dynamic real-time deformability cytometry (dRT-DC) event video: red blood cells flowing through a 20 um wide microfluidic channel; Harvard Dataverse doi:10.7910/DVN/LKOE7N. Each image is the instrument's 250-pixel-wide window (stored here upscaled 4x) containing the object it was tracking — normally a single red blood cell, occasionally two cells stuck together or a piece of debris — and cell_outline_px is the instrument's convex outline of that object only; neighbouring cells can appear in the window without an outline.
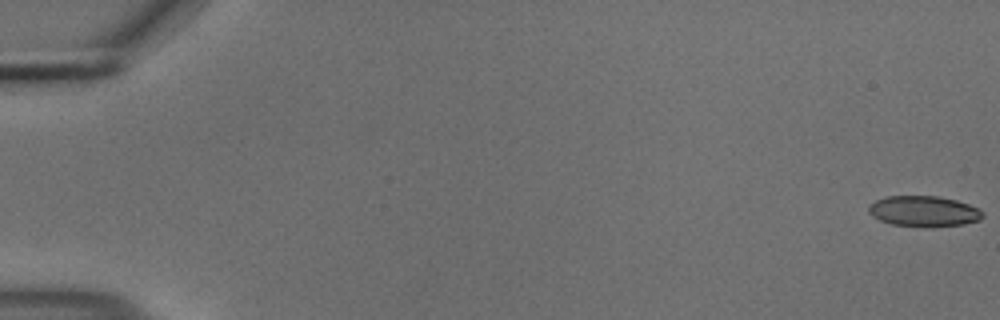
{"species": "common noctule bat (a hibernating species)", "species_latin": "Nyctalus noctula", "temperature_condition": "cold", "stored_images_in_passage": 56, "camera_frame_rate_fps": 3000, "um_per_image_px": 0.085, "animal": {"sex": "male", "body_mass_g": 18.8}, "frame": {"image": 1, "passage_image": 1, "time_ms": 0.0, "image_size_px": [1000, 320], "cell_outline_px": [[984, 216], [980, 220], [964, 224], [928, 228], [924, 228], [892, 224], [880, 220], [872, 216], [868, 212], [868, 204], [876, 200], [888, 196], [940, 196], [956, 200], [980, 208], [984, 212]], "centroid_in_image_um": [78.54, 17.97], "position_along_channel_um": 6.5, "area_um2": 20.81}}
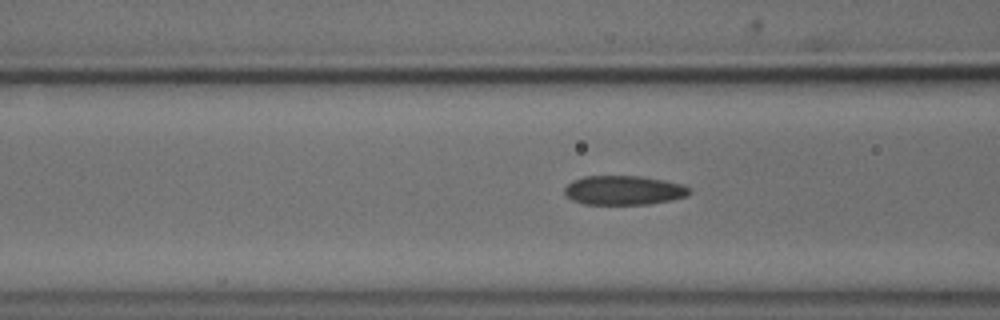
{"frame": {"image": 2, "passage_image": 23, "time_ms": 7.333, "image_size_px": [1000, 320], "cell_outline_px": [[692, 192], [688, 196], [672, 200], [648, 204], [584, 204], [572, 200], [564, 192], [564, 188], [572, 180], [584, 176], [644, 176], [684, 184], [692, 188]], "centroid_in_image_um": [53.08, 16.16], "position_along_channel_um": 113.5, "area_um2": 21.56}}
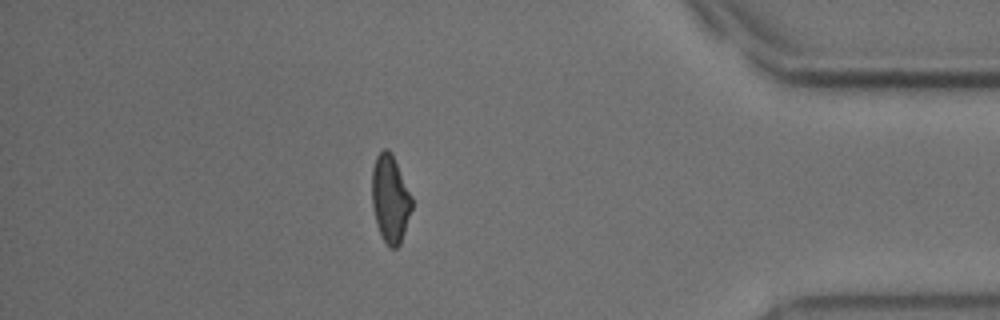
{"frame": {"image": 3, "passage_image": 49, "time_ms": 16.0, "image_size_px": [1000, 320], "cell_outline_px": [[412, 208], [400, 244], [396, 248], [392, 248], [384, 240], [376, 224], [372, 204], [372, 168], [376, 156], [384, 148], [388, 148], [412, 196]], "centroid_in_image_um": [33.15, 16.9], "position_along_channel_um": 402.0, "area_um2": 20.0}, "authors_computed_cell_mechanics": {"area_um2": 21.3282, "velocity_mm_per_s": 3.7143, "shape_relaxation_time_tau1_ms": 5.2422, "shape_relaxation_time_tau2_ms": 2.4263, "deformation_change_tau1": 0.1287, "deformation_change_tau2": 0.0749}}